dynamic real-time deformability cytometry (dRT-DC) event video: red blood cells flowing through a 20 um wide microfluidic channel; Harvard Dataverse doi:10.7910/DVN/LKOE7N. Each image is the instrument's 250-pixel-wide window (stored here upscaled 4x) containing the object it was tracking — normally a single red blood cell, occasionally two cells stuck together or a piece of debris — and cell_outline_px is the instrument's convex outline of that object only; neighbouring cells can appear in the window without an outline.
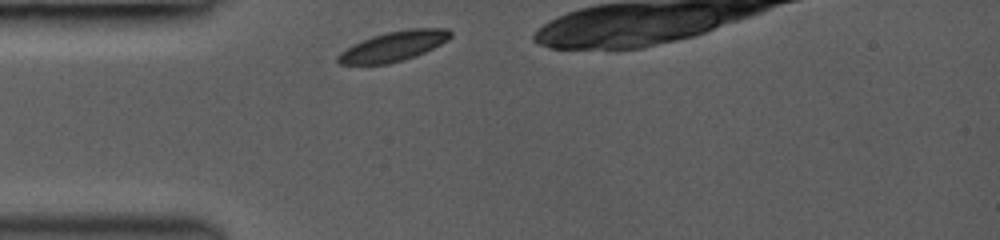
{"species": "common noctule bat (a hibernating species)", "species_latin": "Nyctalus noctula", "temperature_condition": "room temperature", "stored_images_in_passage": 1, "camera_frame_rate_fps": 3000, "um_per_image_px": 0.085, "animal": {"sex": "female", "body_mass_g": 19.0, "forearm_length_mm": 53.3}, "frame": {"image": 1, "passage_image": 1, "time_ms": 0.0, "image_size_px": [1000, 240], "cell_outline_px": [[452, 36], [448, 40], [416, 56], [404, 60], [388, 64], [340, 64], [336, 60], [336, 56], [340, 52], [352, 44], [372, 36], [388, 32], [408, 28], [448, 28], [452, 32]], "centroid_in_image_um": [33.45, 3.92], "position_along_channel_um": 51.5, "area_um2": 19.65}}